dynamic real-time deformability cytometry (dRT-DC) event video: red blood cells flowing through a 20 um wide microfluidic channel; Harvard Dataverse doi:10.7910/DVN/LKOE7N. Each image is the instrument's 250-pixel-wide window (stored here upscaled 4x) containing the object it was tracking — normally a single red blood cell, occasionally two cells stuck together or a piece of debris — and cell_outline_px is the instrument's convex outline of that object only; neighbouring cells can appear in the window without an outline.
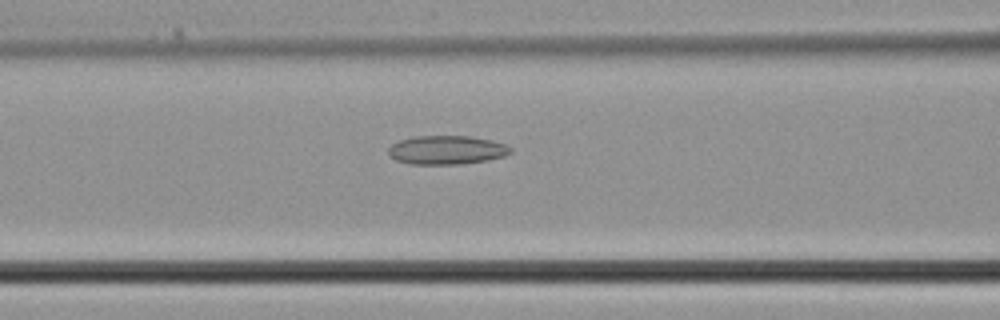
{"species": "common noctule bat (a hibernating species)", "species_latin": "Nyctalus noctula", "temperature_condition": "cold", "stored_images_in_passage": 35, "camera_frame_rate_fps": 3000, "um_per_image_px": 0.085, "animal": {"sex": "male", "body_mass_g": 21.5, "forearm_length_mm": 52.0}, "frame": {"image": 1, "passage_image": 13, "time_ms": 4.0, "image_size_px": [1000, 320], "cell_outline_px": [[512, 152], [504, 156], [488, 160], [460, 164], [412, 164], [396, 160], [388, 152], [388, 148], [392, 144], [400, 140], [412, 136], [472, 136], [492, 140], [504, 144], [512, 148]], "centroid_in_image_um": [37.98, 12.74], "position_along_channel_um": 128.6, "area_um2": 20.52}}
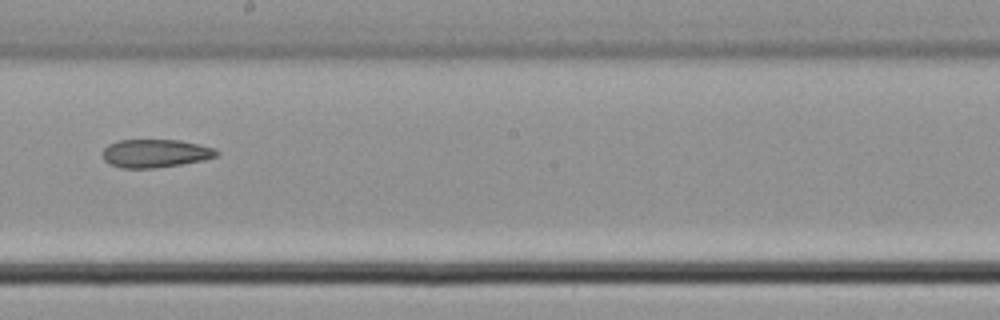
{"frame": {"image": 2, "passage_image": 19, "time_ms": 6.0, "image_size_px": [1000, 320], "cell_outline_px": [[220, 152], [216, 156], [204, 160], [180, 164], [152, 168], [120, 168], [108, 164], [104, 160], [104, 148], [108, 144], [120, 140], [180, 140], [216, 148]], "centroid_in_image_um": [13.21, 13.03], "position_along_channel_um": 235.0, "area_um2": 18.73}}
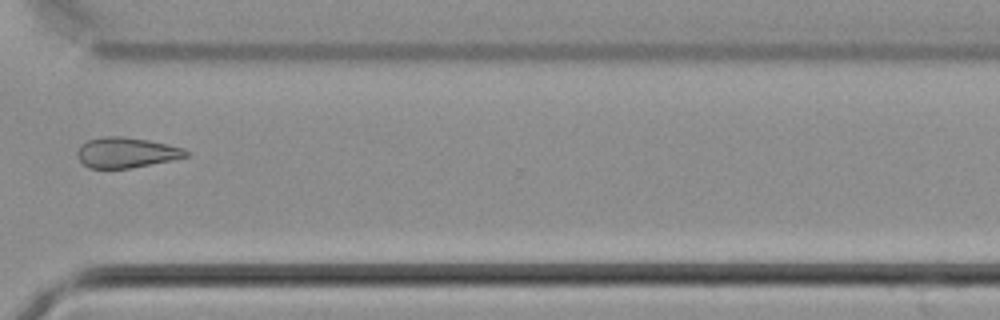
{"frame": {"image": 3, "passage_image": 26, "time_ms": 8.333, "image_size_px": [1000, 320], "cell_outline_px": [[188, 156], [172, 160], [128, 168], [88, 168], [80, 160], [76, 152], [80, 144], [88, 140], [104, 136], [124, 136], [148, 140], [168, 144], [184, 148], [188, 152]], "centroid_in_image_um": [10.72, 12.95], "position_along_channel_um": 359.9, "area_um2": 19.19}}